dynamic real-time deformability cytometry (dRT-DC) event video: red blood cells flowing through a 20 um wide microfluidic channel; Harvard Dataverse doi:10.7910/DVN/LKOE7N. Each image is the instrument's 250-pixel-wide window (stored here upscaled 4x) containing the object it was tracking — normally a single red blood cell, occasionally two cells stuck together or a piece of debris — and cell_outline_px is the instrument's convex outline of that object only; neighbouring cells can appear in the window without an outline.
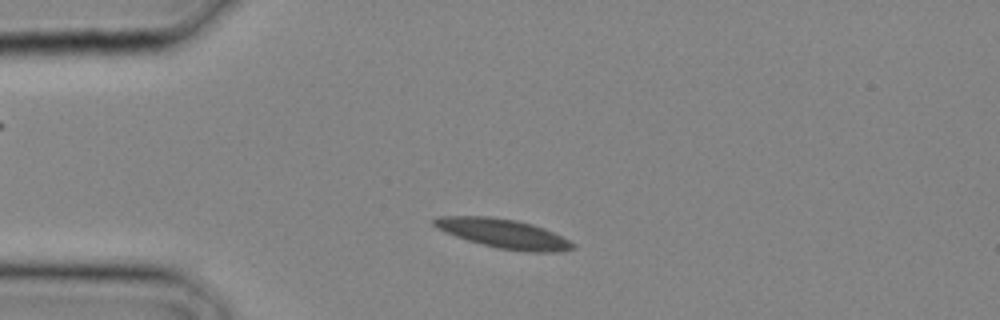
{"species": "common noctule bat (a hibernating species)", "species_latin": "Nyctalus noctula", "temperature_condition": "cold", "stored_images_in_passage": 26, "camera_frame_rate_fps": 3000, "um_per_image_px": 0.085, "animal": {"sex": "male", "body_mass_g": 20.4}, "frame": {"image": 1, "passage_image": 4, "time_ms": 1.0, "image_size_px": [1000, 320], "cell_outline_px": [[576, 248], [560, 252], [528, 252], [496, 248], [468, 240], [444, 232], [436, 228], [432, 224], [432, 220], [436, 216], [488, 216], [516, 220], [532, 224], [544, 228], [576, 244]], "centroid_in_image_um": [42.78, 19.85], "position_along_channel_um": 42.2, "area_um2": 23.7}}
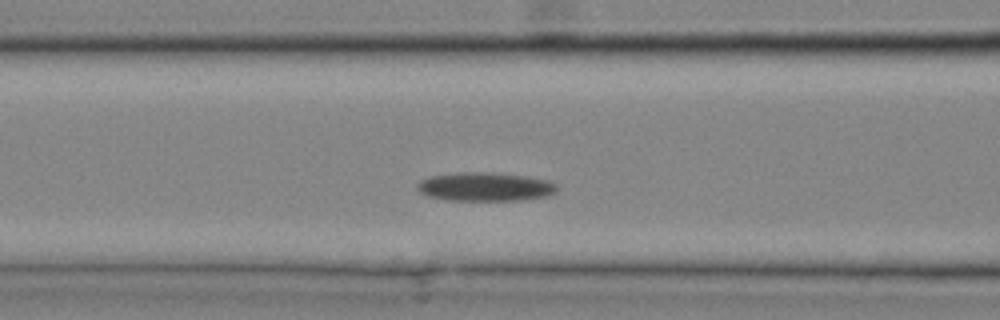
{"frame": {"image": 2, "passage_image": 9, "time_ms": 2.667, "image_size_px": [1000, 320], "cell_outline_px": [[556, 192], [548, 196], [524, 200], [444, 200], [428, 196], [420, 192], [416, 188], [416, 184], [420, 180], [432, 176], [460, 172], [492, 172], [524, 176], [548, 180], [556, 184]], "centroid_in_image_um": [41.23, 15.88], "position_along_channel_um": 125.4, "area_um2": 23.47}}
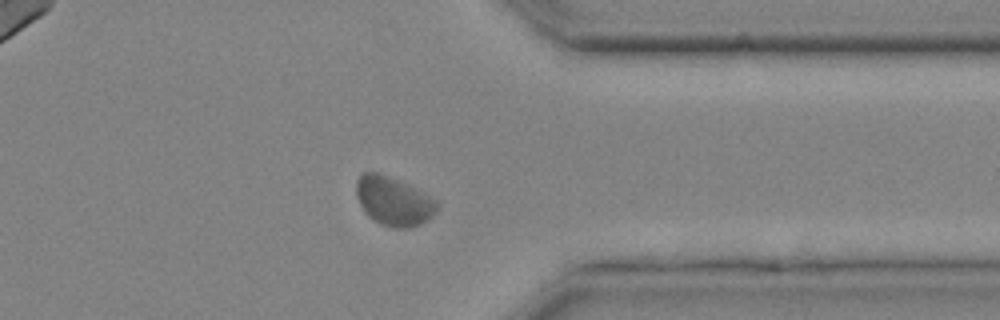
{"frame": {"image": 3, "passage_image": 21, "time_ms": 6.667, "image_size_px": [1000, 320], "cell_outline_px": [[440, 204], [436, 212], [432, 216], [420, 224], [408, 228], [392, 228], [380, 224], [368, 216], [364, 212], [356, 196], [356, 180], [364, 172], [380, 172], [408, 184], [432, 196]], "centroid_in_image_um": [33.46, 17.09], "position_along_channel_um": 377.9, "area_um2": 23.29}}